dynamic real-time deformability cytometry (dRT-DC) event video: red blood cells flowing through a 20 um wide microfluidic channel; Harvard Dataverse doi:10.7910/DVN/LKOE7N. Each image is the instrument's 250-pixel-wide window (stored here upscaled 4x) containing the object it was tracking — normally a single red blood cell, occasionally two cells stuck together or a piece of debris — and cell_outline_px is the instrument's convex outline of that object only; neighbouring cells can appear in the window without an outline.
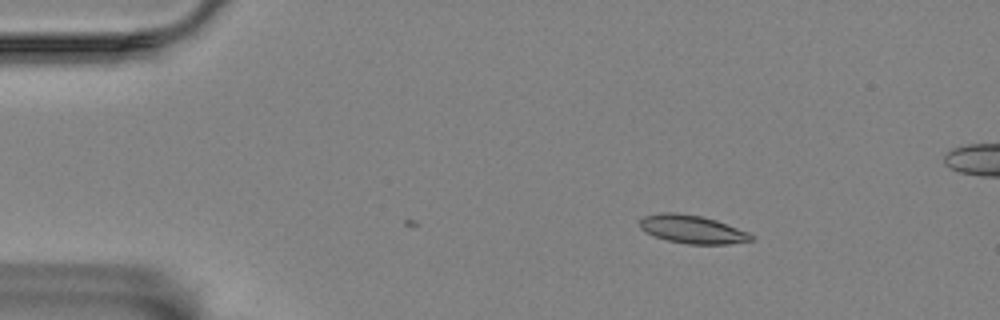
{"species": "Egyptian fruit bat (a non-hibernating species)", "species_latin": "Rousettus aegyptiacus", "temperature_condition": "room temperature", "stored_images_in_passage": 4, "camera_frame_rate_fps": 3000, "um_per_image_px": 0.085, "animal": {"sex": "female"}, "frame": {"image": 1, "passage_image": 4, "time_ms": 1.0, "image_size_px": [1000, 320], "cell_outline_px": [[752, 240], [728, 244], [688, 244], [668, 240], [644, 232], [640, 228], [640, 220], [644, 216], [660, 212], [676, 212], [700, 216], [716, 220], [748, 232], [752, 236]], "centroid_in_image_um": [58.8, 19.48], "position_along_channel_um": 26.2, "area_um2": 18.15}}